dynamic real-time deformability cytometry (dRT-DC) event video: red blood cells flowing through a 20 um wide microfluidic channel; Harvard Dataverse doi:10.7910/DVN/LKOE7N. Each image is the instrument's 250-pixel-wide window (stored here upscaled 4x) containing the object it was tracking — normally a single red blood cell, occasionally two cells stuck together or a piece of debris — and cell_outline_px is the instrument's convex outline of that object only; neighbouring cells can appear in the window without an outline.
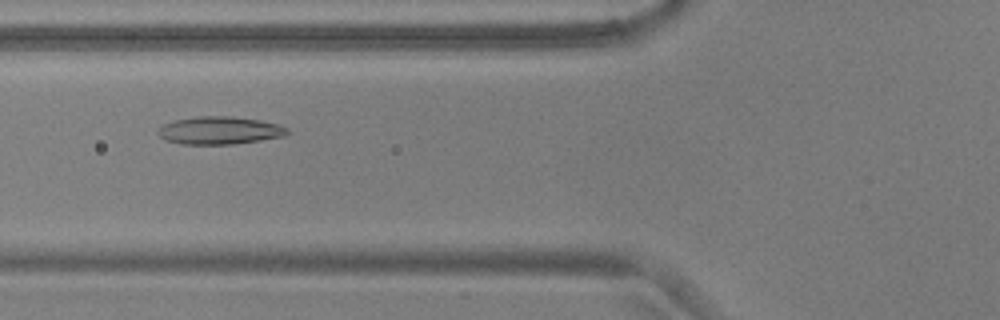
{"species": "common noctule bat (a hibernating species)", "species_latin": "Nyctalus noctula", "temperature_condition": "warm", "stored_images_in_passage": 28, "camera_frame_rate_fps": 3000, "um_per_image_px": 0.085, "animal": {"sex": "male", "body_mass_g": 17.9, "forearm_length_mm": 54.2}, "frame": {"image": 1, "passage_image": 19, "time_ms": 6.0, "image_size_px": [1000, 320], "cell_outline_px": [[292, 132], [284, 136], [260, 140], [232, 144], [180, 144], [164, 140], [156, 132], [164, 124], [176, 120], [196, 116], [228, 116], [260, 120], [276, 124], [288, 128]], "centroid_in_image_um": [18.67, 11.09], "position_along_channel_um": 107.1, "area_um2": 20.87}}
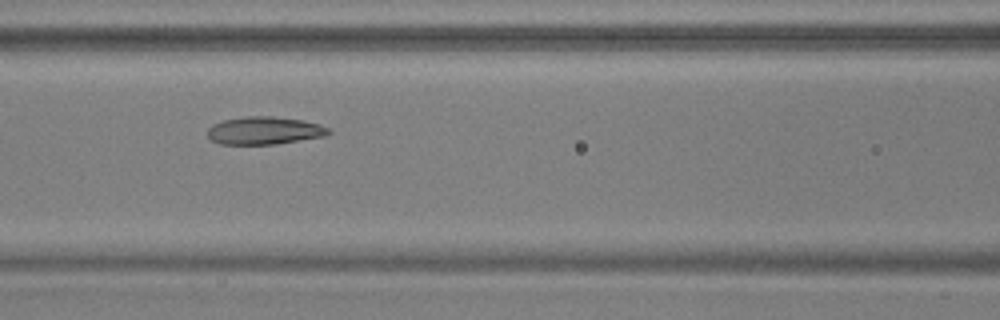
{"frame": {"image": 2, "passage_image": 22, "time_ms": 7.0, "image_size_px": [1000, 320], "cell_outline_px": [[332, 132], [328, 136], [276, 144], [220, 144], [212, 140], [208, 136], [208, 128], [212, 124], [224, 120], [244, 116], [272, 116], [304, 120], [320, 124], [328, 128]], "centroid_in_image_um": [22.51, 11.09], "position_along_channel_um": 144.1, "area_um2": 19.77}}
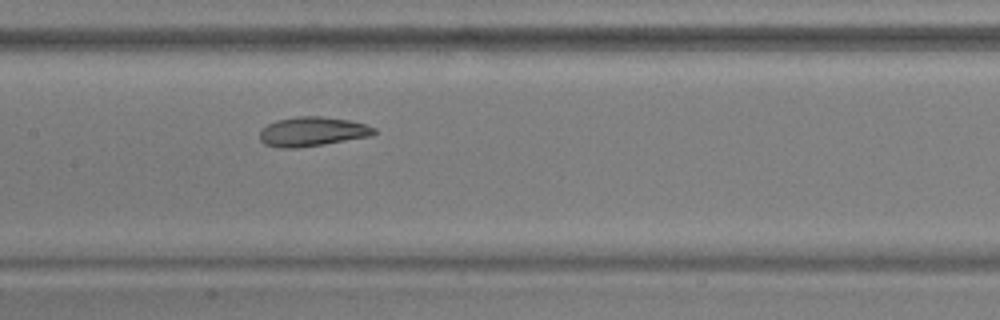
{"frame": {"image": 3, "passage_image": 25, "time_ms": 8.0, "image_size_px": [1000, 320], "cell_outline_px": [[376, 132], [372, 136], [324, 144], [296, 148], [280, 148], [264, 144], [260, 140], [260, 132], [268, 124], [276, 120], [296, 116], [320, 116], [348, 120], [364, 124], [376, 128]], "centroid_in_image_um": [26.55, 11.19], "position_along_channel_um": 180.9, "area_um2": 19.54}}